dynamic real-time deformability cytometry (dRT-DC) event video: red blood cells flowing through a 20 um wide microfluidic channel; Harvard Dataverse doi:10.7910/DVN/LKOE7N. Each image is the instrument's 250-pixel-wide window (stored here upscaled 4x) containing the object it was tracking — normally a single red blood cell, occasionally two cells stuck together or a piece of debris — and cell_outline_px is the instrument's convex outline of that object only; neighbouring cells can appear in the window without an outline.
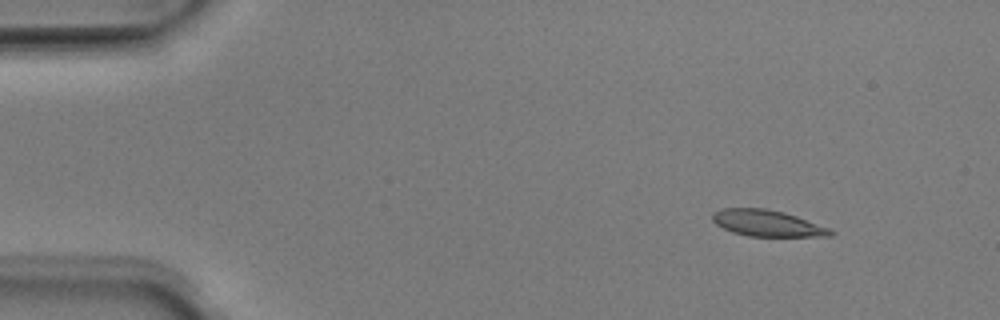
{"species": "Egyptian fruit bat (a non-hibernating species)", "species_latin": "Rousettus aegyptiacus", "temperature_condition": "room temperature", "stored_images_in_passage": 49, "camera_frame_rate_fps": 3000, "um_per_image_px": 0.085, "animal": {"sex": "male"}, "frame": {"image": 1, "passage_image": 4, "time_ms": 1.0, "image_size_px": [1000, 320], "cell_outline_px": [[836, 232], [832, 236], [748, 236], [732, 232], [716, 224], [712, 220], [712, 212], [720, 208], [768, 208], [784, 212], [832, 228]], "centroid_in_image_um": [65.24, 18.96], "position_along_channel_um": 19.8, "area_um2": 18.32}}
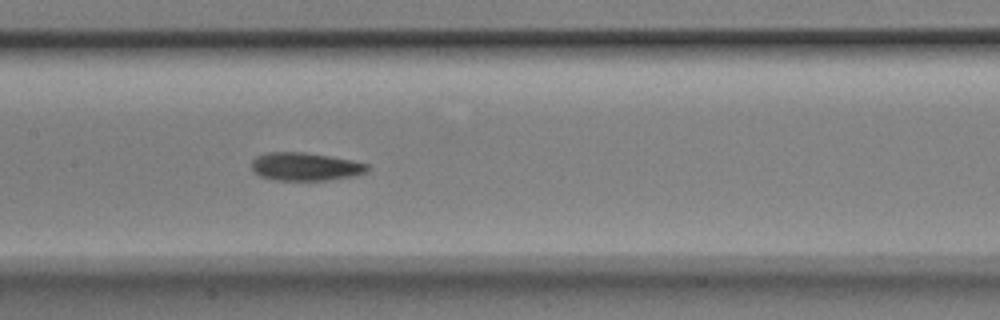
{"frame": {"image": 2, "passage_image": 23, "time_ms": 7.333, "image_size_px": [1000, 320], "cell_outline_px": [[368, 172], [352, 176], [328, 180], [276, 180], [260, 176], [252, 168], [252, 160], [256, 156], [268, 152], [304, 152], [352, 160], [368, 164]], "centroid_in_image_um": [25.96, 14.16], "position_along_channel_um": 181.4, "area_um2": 18.84}}
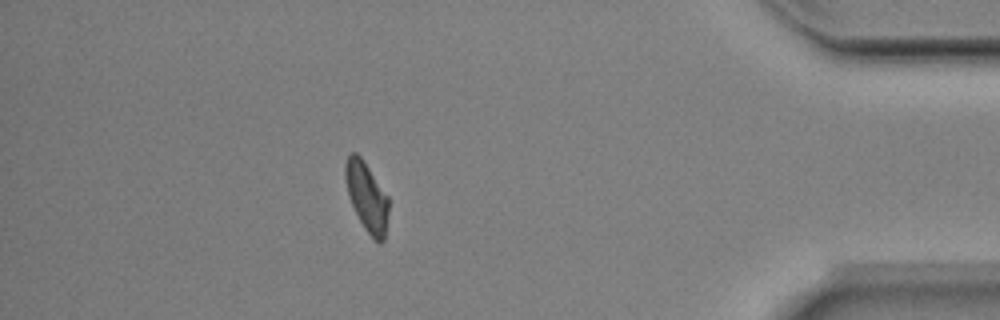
{"frame": {"image": 3, "passage_image": 43, "time_ms": 14.0, "image_size_px": [1000, 320], "cell_outline_px": [[388, 212], [384, 240], [380, 244], [364, 228], [348, 196], [344, 176], [344, 164], [348, 156], [352, 152], [356, 152], [360, 156], [388, 196]], "centroid_in_image_um": [31.16, 16.7], "position_along_channel_um": 404.0, "area_um2": 17.17}, "authors_computed_cell_mechanics": {"area_um2": 18.496, "velocity_mm_per_s": 4.0017, "shape_relaxation_time_tau1_ms": 3.3134, "shape_relaxation_time_tau2_ms": 2.8593, "deformation_change_tau1": 0.1283, "deformation_change_tau2": 0.0932}}